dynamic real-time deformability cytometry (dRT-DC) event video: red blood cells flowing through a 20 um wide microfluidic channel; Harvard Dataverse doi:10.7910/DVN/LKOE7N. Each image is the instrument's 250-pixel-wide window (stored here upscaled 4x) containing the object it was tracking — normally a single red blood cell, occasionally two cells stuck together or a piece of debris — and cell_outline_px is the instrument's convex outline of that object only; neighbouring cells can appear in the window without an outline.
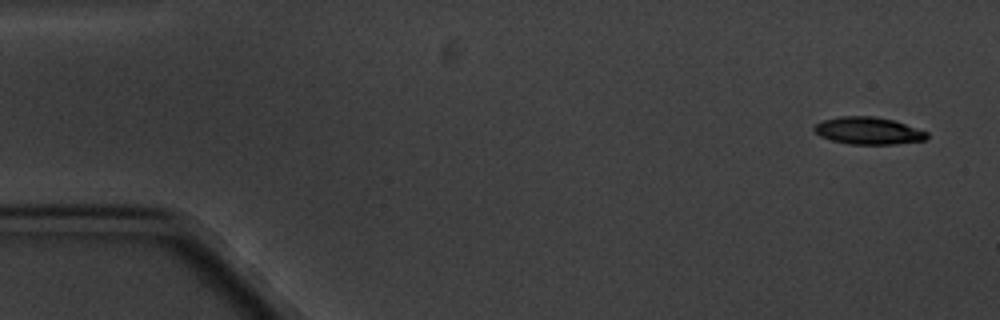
{"species": "common noctule bat (a hibernating species)", "species_latin": "Nyctalus noctula", "temperature_condition": "cold", "stored_images_in_passage": 5, "camera_frame_rate_fps": 3000, "um_per_image_px": 0.085, "animal": {"sex": "male", "body_mass_g": 20.1, "forearm_length_mm": 53.5}, "frame": {"image": 1, "passage_image": 1, "time_ms": 0.0, "image_size_px": [1000, 320], "cell_outline_px": [[928, 136], [924, 140], [896, 144], [848, 144], [832, 140], [820, 136], [812, 128], [816, 124], [824, 120], [840, 116], [872, 116], [892, 120], [928, 132]], "centroid_in_image_um": [73.79, 11.12], "position_along_channel_um": 11.2, "area_um2": 17.69}}
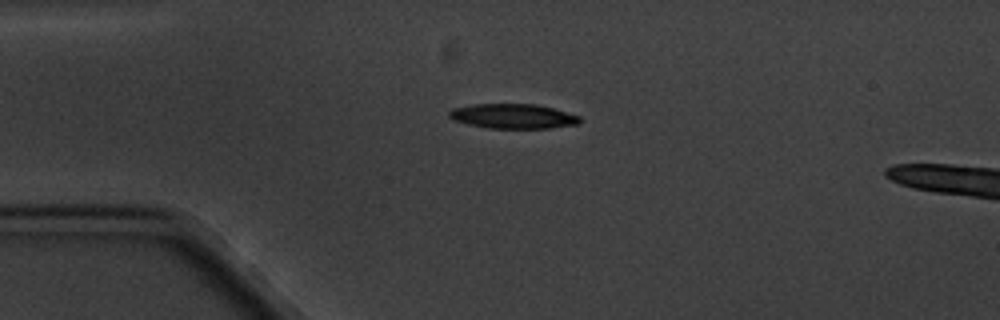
{"frame": {"image": 2, "passage_image": 4, "time_ms": 3.667, "image_size_px": [1000, 320], "cell_outline_px": [[580, 124], [548, 128], [488, 128], [468, 124], [452, 120], [448, 116], [448, 112], [452, 108], [476, 104], [536, 104], [552, 108], [580, 116]], "centroid_in_image_um": [43.58, 9.88], "position_along_channel_um": 41.4, "area_um2": 18.79}}